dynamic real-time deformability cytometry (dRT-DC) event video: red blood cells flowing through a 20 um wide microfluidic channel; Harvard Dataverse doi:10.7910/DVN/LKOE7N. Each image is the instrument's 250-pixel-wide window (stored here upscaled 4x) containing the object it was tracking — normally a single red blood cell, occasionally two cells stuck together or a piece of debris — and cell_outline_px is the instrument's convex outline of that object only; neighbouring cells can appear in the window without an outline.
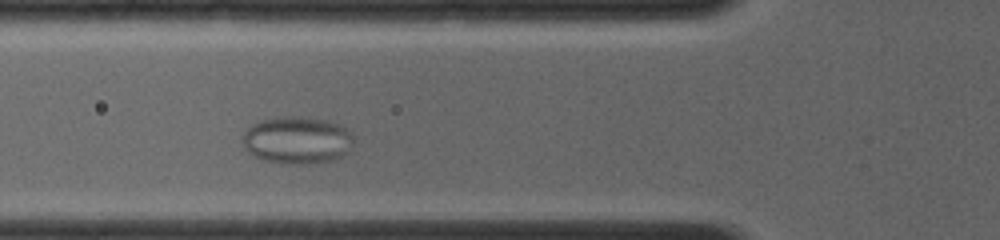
{"species": "common noctule bat (a hibernating species)", "species_latin": "Nyctalus noctula", "temperature_condition": "room temperature", "stored_images_in_passage": 14, "camera_frame_rate_fps": 4000, "um_per_image_px": 0.085, "animal": {"sex": "female", "body_mass_g": 19.0, "forearm_length_mm": 56.7}, "frame": {"image": 1, "passage_image": 3, "time_ms": 1.5, "image_size_px": [1000, 240], "cell_outline_px": [[352, 144], [340, 156], [332, 160], [304, 164], [284, 164], [264, 160], [248, 152], [244, 148], [240, 136], [252, 124], [260, 120], [288, 116], [308, 116], [328, 120], [340, 124], [352, 136]], "centroid_in_image_um": [25.19, 11.89], "position_along_channel_um": 100.6, "area_um2": 30.63}}